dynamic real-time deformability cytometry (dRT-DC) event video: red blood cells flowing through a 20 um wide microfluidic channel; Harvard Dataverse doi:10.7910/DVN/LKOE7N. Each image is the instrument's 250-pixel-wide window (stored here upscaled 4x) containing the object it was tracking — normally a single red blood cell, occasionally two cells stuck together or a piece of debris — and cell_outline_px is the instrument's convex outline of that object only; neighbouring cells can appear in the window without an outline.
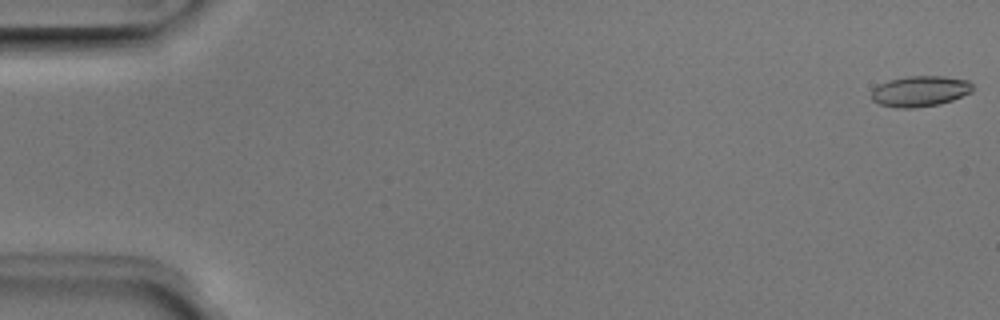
{"species": "Egyptian fruit bat (a non-hibernating species)", "species_latin": "Rousettus aegyptiacus", "temperature_condition": "room temperature", "stored_images_in_passage": 5, "camera_frame_rate_fps": 3000, "um_per_image_px": 0.085, "animal": {"sex": "male"}, "frame": {"image": 1, "passage_image": 1, "time_ms": 0.0, "image_size_px": [1000, 320], "cell_outline_px": [[972, 92], [952, 100], [940, 104], [912, 108], [896, 108], [880, 104], [872, 100], [872, 88], [888, 80], [908, 76], [944, 76], [968, 80], [972, 84]], "centroid_in_image_um": [78.2, 7.75], "position_along_channel_um": 6.8, "area_um2": 18.15}}
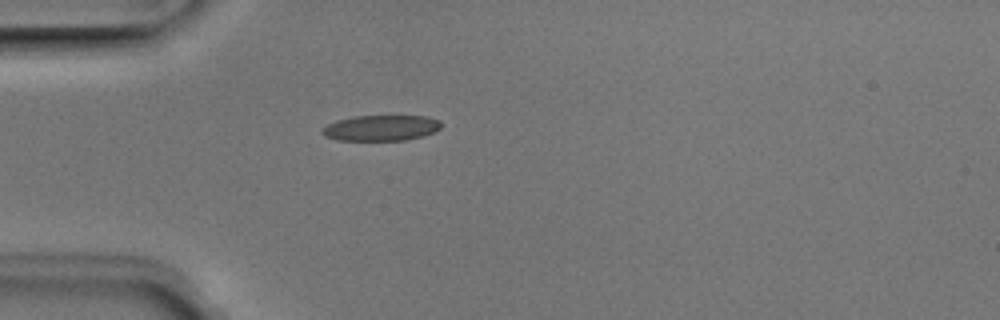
{"frame": {"image": 2, "passage_image": 5, "time_ms": 1.333, "image_size_px": [1000, 320], "cell_outline_px": [[440, 128], [432, 132], [420, 136], [404, 140], [336, 140], [324, 136], [320, 132], [328, 124], [336, 120], [356, 116], [424, 116], [440, 120]], "centroid_in_image_um": [32.34, 10.87], "position_along_channel_um": 52.7, "area_um2": 17.57}}